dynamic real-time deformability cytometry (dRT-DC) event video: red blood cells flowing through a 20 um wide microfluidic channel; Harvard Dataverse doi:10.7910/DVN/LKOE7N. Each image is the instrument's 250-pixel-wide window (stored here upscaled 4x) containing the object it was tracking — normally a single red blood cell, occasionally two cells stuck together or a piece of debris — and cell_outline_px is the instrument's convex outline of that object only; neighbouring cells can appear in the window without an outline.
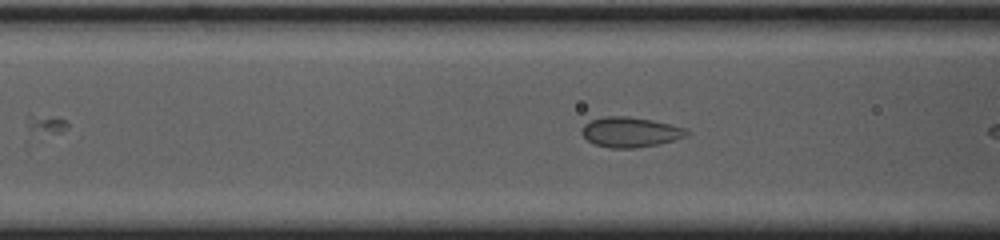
{"species": "common noctule bat (a hibernating species)", "species_latin": "Nyctalus noctula", "temperature_condition": "cold", "stored_images_in_passage": 36, "camera_frame_rate_fps": 3000, "um_per_image_px": 0.085, "animal": {"sex": "female", "body_mass_g": 23.0, "forearm_length_mm": 53.4}, "frame": {"image": 1, "passage_image": 7, "time_ms": 2.0, "image_size_px": [1000, 240], "cell_outline_px": [[692, 132], [688, 136], [660, 144], [636, 148], [608, 148], [596, 144], [588, 140], [580, 132], [580, 128], [584, 124], [592, 120], [604, 116], [628, 116], [652, 120], [672, 124], [684, 128]], "centroid_in_image_um": [53.6, 11.23], "position_along_channel_um": 113.0, "area_um2": 18.61}}
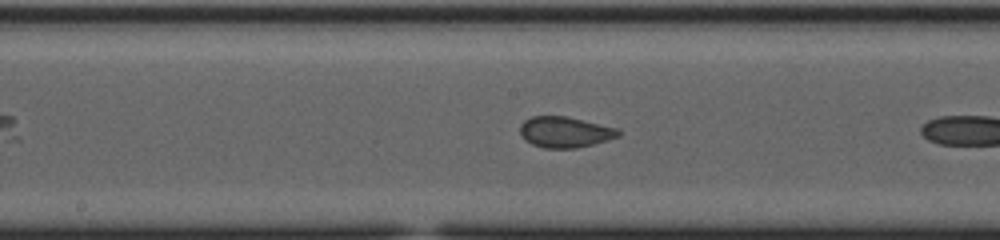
{"frame": {"image": 2, "passage_image": 14, "time_ms": 4.333, "image_size_px": [1000, 240], "cell_outline_px": [[620, 136], [608, 140], [576, 148], [544, 148], [532, 144], [524, 140], [520, 132], [520, 124], [524, 120], [532, 116], [568, 116], [616, 128], [620, 132]], "centroid_in_image_um": [47.99, 11.22], "position_along_channel_um": 200.2, "area_um2": 17.69}}
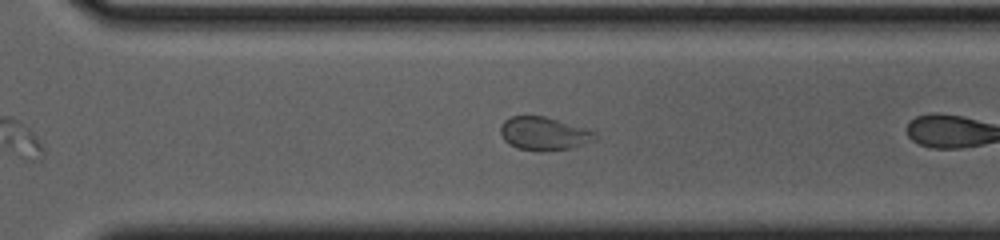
{"frame": {"image": 3, "passage_image": 24, "time_ms": 7.667, "image_size_px": [1000, 240], "cell_outline_px": [[596, 140], [572, 148], [540, 152], [516, 148], [508, 144], [504, 140], [500, 132], [500, 124], [504, 120], [512, 116], [544, 116], [588, 128], [596, 132]], "centroid_in_image_um": [46.24, 11.36], "position_along_channel_um": 324.4, "area_um2": 18.67}, "authors_computed_cell_mechanics": {"area_um2": 17.629, "velocity_mm_per_s": 3.7328, "shape_relaxation_time_tau1_ms": null, "shape_relaxation_time_tau2_ms": 1.0037, "deformation_change_tau1": null, "deformation_change_tau2": 0.0416}}